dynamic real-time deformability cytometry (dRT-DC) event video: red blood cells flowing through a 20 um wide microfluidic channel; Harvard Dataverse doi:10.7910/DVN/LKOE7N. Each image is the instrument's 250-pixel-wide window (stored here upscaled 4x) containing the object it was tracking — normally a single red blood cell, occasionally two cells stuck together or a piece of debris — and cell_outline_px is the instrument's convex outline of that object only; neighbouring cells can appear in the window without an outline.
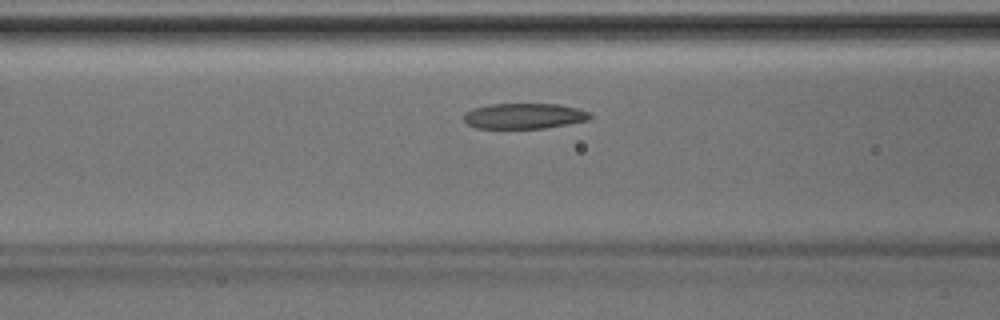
{"species": "Egyptian fruit bat (a non-hibernating species)", "species_latin": "Rousettus aegyptiacus", "temperature_condition": "room temperature", "stored_images_in_passage": 39, "camera_frame_rate_fps": 3000, "um_per_image_px": 0.085, "animal": {"sex": "male"}, "frame": {"image": 1, "passage_image": 12, "time_ms": 3.667, "image_size_px": [1000, 320], "cell_outline_px": [[592, 116], [588, 120], [544, 128], [476, 128], [468, 124], [464, 120], [464, 112], [476, 108], [492, 104], [560, 104], [576, 108], [588, 112]], "centroid_in_image_um": [44.54, 9.86], "position_along_channel_um": 122.1, "area_um2": 18.55}}
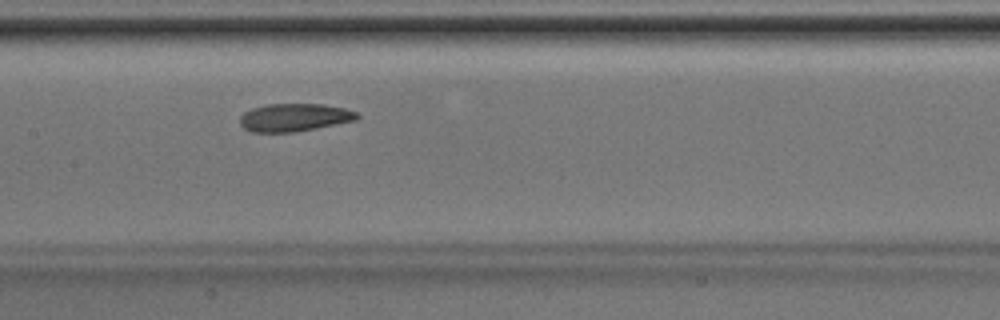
{"frame": {"image": 2, "passage_image": 16, "time_ms": 5.0, "image_size_px": [1000, 320], "cell_outline_px": [[360, 116], [356, 120], [296, 132], [252, 132], [244, 128], [240, 124], [240, 116], [244, 112], [252, 108], [268, 104], [324, 104], [344, 108], [356, 112]], "centroid_in_image_um": [25.01, 9.98], "position_along_channel_um": 182.4, "area_um2": 19.02}}
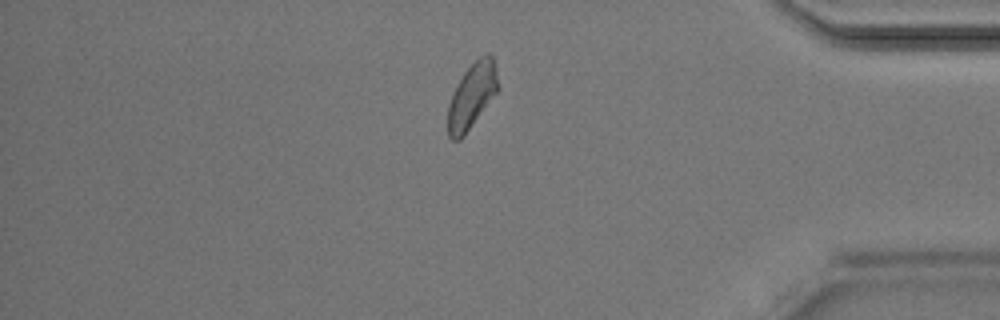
{"frame": {"image": 3, "passage_image": 32, "time_ms": 10.333, "image_size_px": [1000, 320], "cell_outline_px": [[500, 88], [464, 136], [460, 140], [452, 140], [448, 136], [448, 104], [452, 92], [464, 72], [484, 52], [488, 52], [492, 56], [496, 64]], "centroid_in_image_um": [40.13, 8.12], "position_along_channel_um": 395.1, "area_um2": 19.31}}